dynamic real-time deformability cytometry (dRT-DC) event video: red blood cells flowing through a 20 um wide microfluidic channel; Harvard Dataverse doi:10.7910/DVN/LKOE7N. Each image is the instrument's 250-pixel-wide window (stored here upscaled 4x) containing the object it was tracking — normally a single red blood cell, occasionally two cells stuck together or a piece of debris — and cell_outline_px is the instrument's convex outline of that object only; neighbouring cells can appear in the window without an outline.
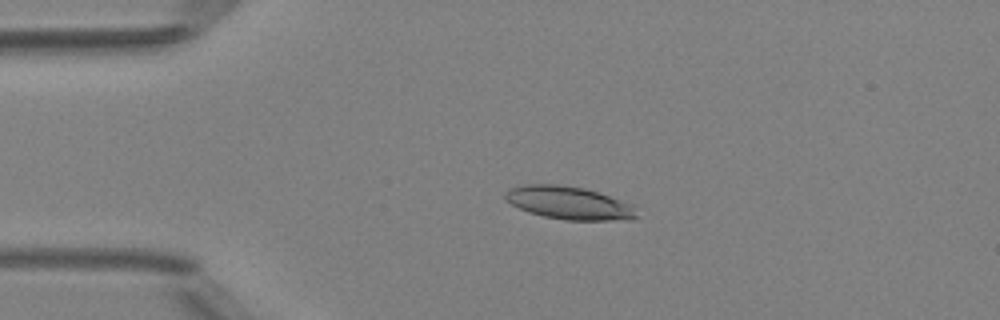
{"species": "Egyptian fruit bat (a non-hibernating species)", "species_latin": "Rousettus aegyptiacus", "temperature_condition": "room temperature", "stored_images_in_passage": 3, "camera_frame_rate_fps": 3000, "um_per_image_px": 0.085, "animal": {"sex": "female"}, "frame": {"image": 1, "passage_image": 3, "time_ms": 2.333, "image_size_px": [1000, 320], "cell_outline_px": [[636, 216], [632, 220], [564, 220], [544, 216], [528, 212], [504, 200], [504, 192], [508, 188], [524, 184], [556, 184], [584, 188], [632, 204]], "centroid_in_image_um": [48.3, 17.24], "position_along_channel_um": 36.7, "area_um2": 25.14}}